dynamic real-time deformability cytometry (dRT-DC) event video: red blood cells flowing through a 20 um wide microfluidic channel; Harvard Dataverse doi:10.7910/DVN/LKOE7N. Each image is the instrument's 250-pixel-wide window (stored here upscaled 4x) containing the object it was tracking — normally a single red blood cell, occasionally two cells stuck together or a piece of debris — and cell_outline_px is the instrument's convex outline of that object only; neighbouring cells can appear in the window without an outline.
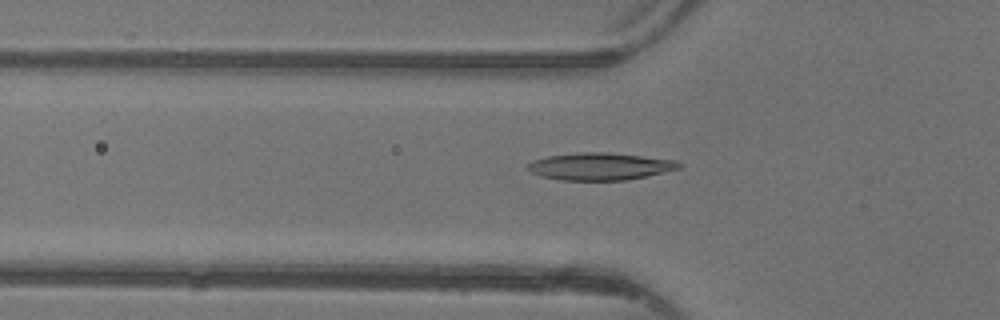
{"species": "common noctule bat (a hibernating species)", "species_latin": "Nyctalus noctula", "temperature_condition": "warm", "stored_images_in_passage": 47, "camera_frame_rate_fps": 3000, "um_per_image_px": 0.085, "animal": {"sex": "female"}, "frame": {"image": 1, "passage_image": 16, "time_ms": 5.0, "image_size_px": [1000, 320], "cell_outline_px": [[684, 164], [680, 168], [644, 176], [624, 180], [560, 180], [540, 176], [524, 168], [532, 160], [548, 156], [580, 152], [608, 152], [676, 160]], "centroid_in_image_um": [50.97, 14.13], "position_along_channel_um": 74.8, "area_um2": 23.99}}
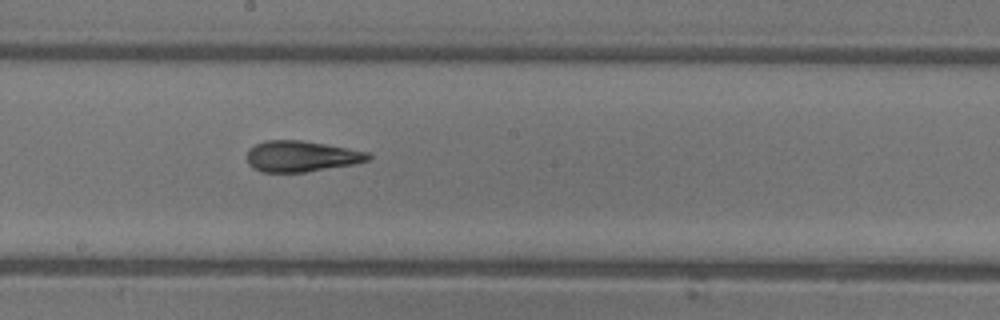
{"frame": {"image": 2, "passage_image": 26, "time_ms": 8.333, "image_size_px": [1000, 320], "cell_outline_px": [[372, 156], [368, 160], [352, 164], [304, 172], [260, 172], [252, 168], [248, 164], [248, 148], [256, 144], [268, 140], [300, 140], [348, 148], [368, 152]], "centroid_in_image_um": [25.57, 13.28], "position_along_channel_um": 222.6, "area_um2": 21.68}}
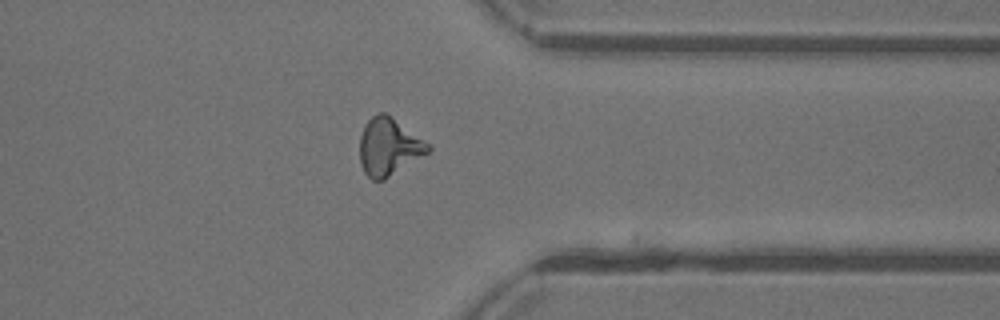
{"frame": {"image": 3, "passage_image": 37, "time_ms": 12.0, "image_size_px": [1000, 320], "cell_outline_px": [[432, 148], [428, 152], [384, 180], [372, 180], [364, 172], [360, 164], [360, 136], [368, 120], [376, 112], [384, 112], [432, 144]], "centroid_in_image_um": [33.05, 12.47], "position_along_channel_um": 378.3, "area_um2": 22.77}, "authors_computed_cell_mechanics": {"area_um2": 22.253, "velocity_mm_per_s": 4.4014, "shape_relaxation_time_tau1_ms": 8.6101, "shape_relaxation_time_tau2_ms": 2.063, "deformation_change_tau1": 0.2603, "deformation_change_tau2": 0.1147}}